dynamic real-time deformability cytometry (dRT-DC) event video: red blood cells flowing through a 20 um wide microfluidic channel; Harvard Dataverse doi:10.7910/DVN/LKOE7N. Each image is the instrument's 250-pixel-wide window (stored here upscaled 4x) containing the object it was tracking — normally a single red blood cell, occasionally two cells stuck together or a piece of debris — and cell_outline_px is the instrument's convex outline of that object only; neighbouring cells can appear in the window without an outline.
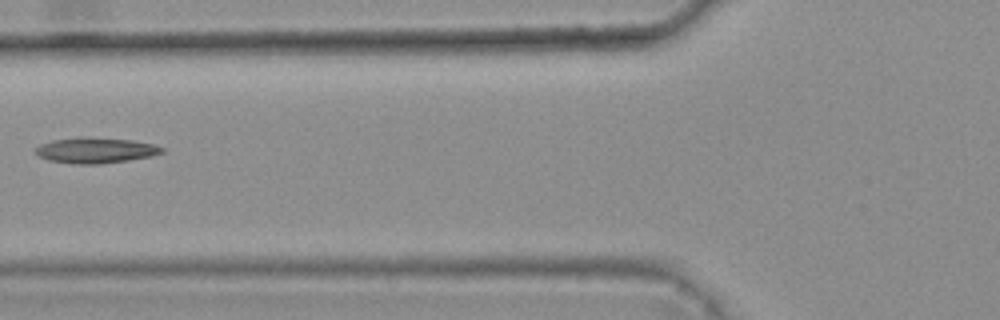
{"species": "common noctule bat (a hibernating species)", "species_latin": "Nyctalus noctula", "temperature_condition": "warm", "stored_images_in_passage": 3, "camera_frame_rate_fps": 3000, "um_per_image_px": 0.085, "animal": {"sex": "female", "body_mass_g": 25.1}, "frame": {"image": 1, "passage_image": 2, "time_ms": 0.333, "image_size_px": [1000, 320], "cell_outline_px": [[164, 152], [148, 156], [128, 160], [100, 164], [76, 164], [48, 160], [40, 156], [36, 152], [36, 148], [40, 144], [52, 140], [80, 136], [84, 136], [132, 140], [152, 144], [164, 148]], "centroid_in_image_um": [8.1, 12.76], "position_along_channel_um": 117.7, "area_um2": 18.79}}
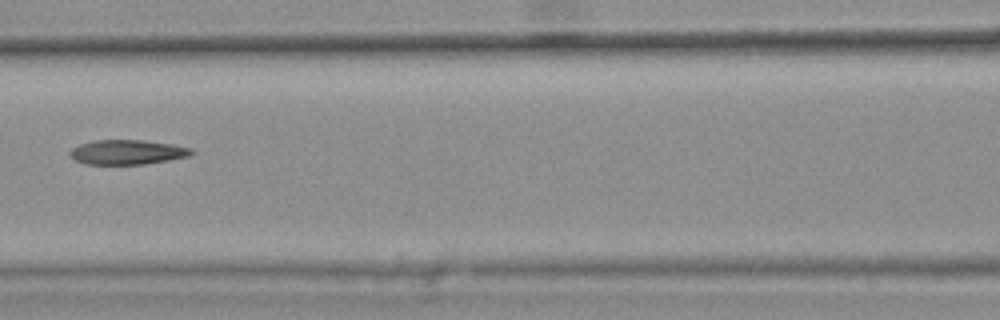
{"frame": {"image": 2, "passage_image": 3, "time_ms": 0.667, "image_size_px": [1000, 320], "cell_outline_px": [[196, 152], [188, 156], [168, 160], [144, 164], [84, 164], [76, 160], [68, 152], [72, 148], [80, 144], [96, 140], [144, 140], [172, 144], [192, 148]], "centroid_in_image_um": [10.84, 12.93], "position_along_channel_um": 155.8, "area_um2": 17.4}}